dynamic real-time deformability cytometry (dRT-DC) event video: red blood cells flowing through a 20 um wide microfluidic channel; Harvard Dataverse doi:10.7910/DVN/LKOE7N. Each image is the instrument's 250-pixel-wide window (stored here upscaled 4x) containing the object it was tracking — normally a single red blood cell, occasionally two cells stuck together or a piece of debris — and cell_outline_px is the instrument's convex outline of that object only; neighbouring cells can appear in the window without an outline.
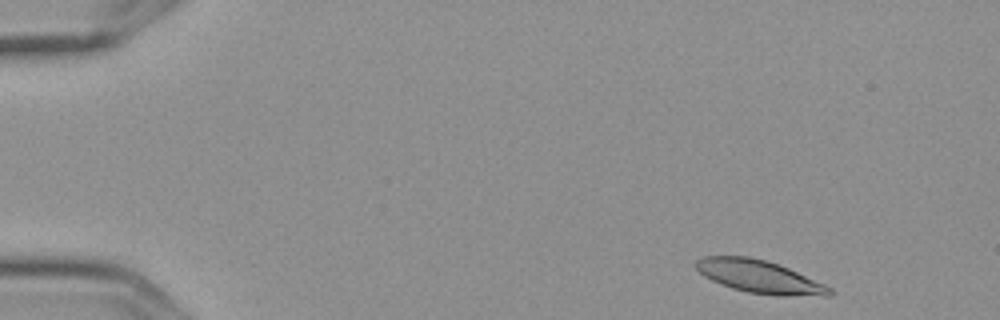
{"species": "Egyptian fruit bat (a non-hibernating species)", "species_latin": "Rousettus aegyptiacus", "temperature_condition": "cold", "stored_images_in_passage": 5, "camera_frame_rate_fps": 3000, "um_per_image_px": 0.085, "frame": {"image": 1, "passage_image": 1, "time_ms": 0.0, "image_size_px": [1000, 320], "cell_outline_px": [[836, 292], [832, 296], [776, 296], [748, 292], [732, 288], [720, 284], [704, 276], [692, 264], [696, 260], [704, 256], [748, 256], [780, 264], [824, 284], [832, 288]], "centroid_in_image_um": [64.58, 23.53], "position_along_channel_um": 20.4, "area_um2": 25.84}}